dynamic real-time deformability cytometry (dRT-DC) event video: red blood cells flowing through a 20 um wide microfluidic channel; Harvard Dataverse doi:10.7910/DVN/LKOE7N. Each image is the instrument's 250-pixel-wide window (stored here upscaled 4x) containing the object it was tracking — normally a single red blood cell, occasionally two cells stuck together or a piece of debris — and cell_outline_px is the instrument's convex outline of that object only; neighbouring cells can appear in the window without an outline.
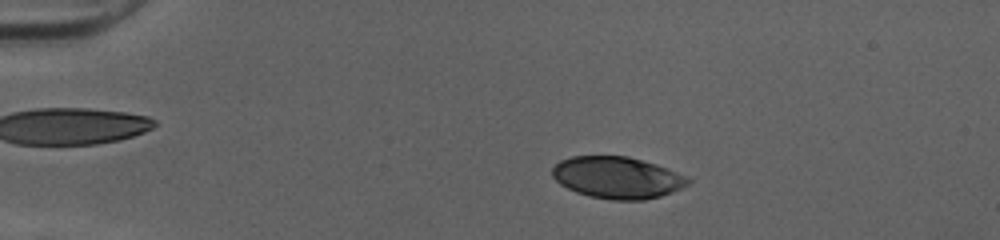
{"species": "human", "species_latin": "Homo sapiens", "temperature_condition": "cold", "stored_images_in_passage": 50, "camera_frame_rate_fps": 3000, "um_per_image_px": 0.085, "donor": {"sex": "female"}, "frame": {"image": 1, "passage_image": 10, "time_ms": 3.0, "image_size_px": [1000, 240], "cell_outline_px": [[692, 184], [672, 192], [660, 196], [644, 200], [612, 200], [588, 196], [576, 192], [560, 184], [552, 176], [552, 168], [560, 160], [572, 156], [628, 156], [656, 164], [668, 168], [688, 176], [692, 180]], "centroid_in_image_um": [52.51, 15.1], "position_along_channel_um": 32.5, "area_um2": 33.35}}
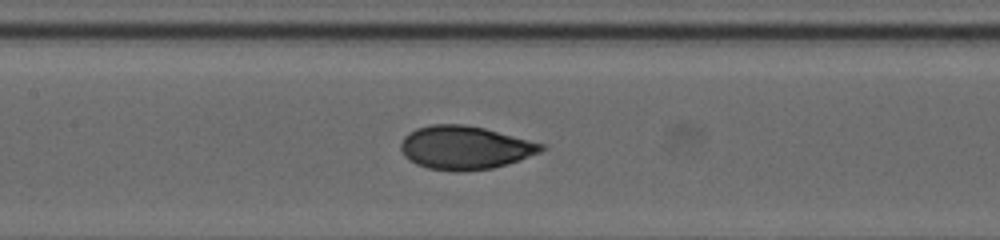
{"frame": {"image": 2, "passage_image": 25, "time_ms": 8.0, "image_size_px": [1000, 240], "cell_outline_px": [[548, 148], [540, 152], [492, 168], [464, 172], [456, 172], [428, 168], [416, 164], [408, 160], [404, 156], [400, 148], [400, 144], [404, 136], [408, 132], [416, 128], [432, 124], [464, 124], [484, 128], [548, 144]], "centroid_in_image_um": [39.51, 12.54], "position_along_channel_um": 167.9, "area_um2": 35.84}}
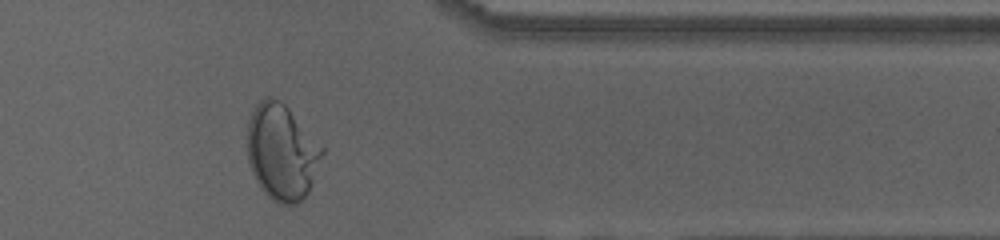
{"frame": {"image": 3, "passage_image": 42, "time_ms": 13.667, "image_size_px": [1000, 240], "cell_outline_px": [[324, 152], [308, 192], [296, 204], [280, 204], [272, 200], [264, 192], [256, 180], [248, 164], [248, 120], [256, 104], [260, 100], [268, 96], [280, 100], [288, 108], [324, 148]], "centroid_in_image_um": [23.94, 12.92], "position_along_channel_um": 387.5, "area_um2": 41.44}, "authors_computed_cell_mechanics": {"area_um2": 35.2869, "velocity_mm_per_s": 4.0433, "shape_relaxation_time_tau1_ms": 5.3057, "shape_relaxation_time_tau2_ms": null, "deformation_change_tau1": 0.2095, "deformation_change_tau2": null}}